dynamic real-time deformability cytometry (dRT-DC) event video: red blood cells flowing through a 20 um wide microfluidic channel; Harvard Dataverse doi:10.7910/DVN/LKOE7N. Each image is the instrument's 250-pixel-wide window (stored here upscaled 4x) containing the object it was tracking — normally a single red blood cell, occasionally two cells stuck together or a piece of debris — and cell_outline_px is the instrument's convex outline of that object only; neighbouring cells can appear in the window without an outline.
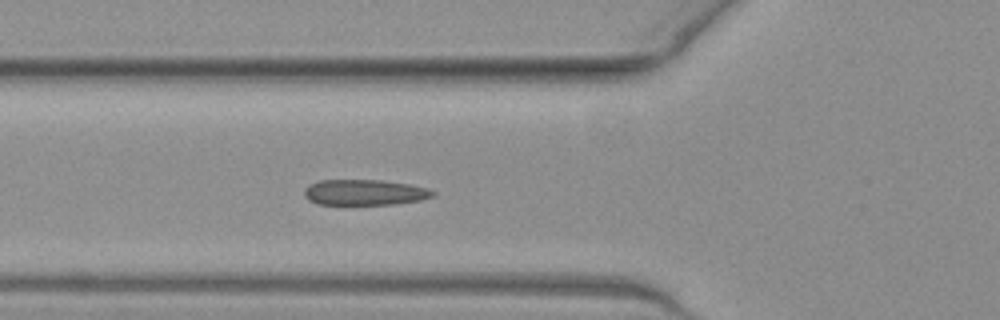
{"species": "common noctule bat (a hibernating species)", "species_latin": "Nyctalus noctula", "temperature_condition": "warm", "stored_images_in_passage": 47, "camera_frame_rate_fps": 3000, "um_per_image_px": 0.085, "animal": {"sex": "female", "body_mass_g": 19.3, "forearm_length_mm": 54.1}, "frame": {"image": 1, "passage_image": 18, "time_ms": 5.667, "image_size_px": [1000, 320], "cell_outline_px": [[436, 192], [432, 196], [420, 200], [396, 204], [320, 204], [308, 200], [304, 196], [304, 188], [308, 184], [320, 180], [380, 180], [408, 184], [428, 188]], "centroid_in_image_um": [30.96, 16.35], "position_along_channel_um": 94.8, "area_um2": 19.19}}
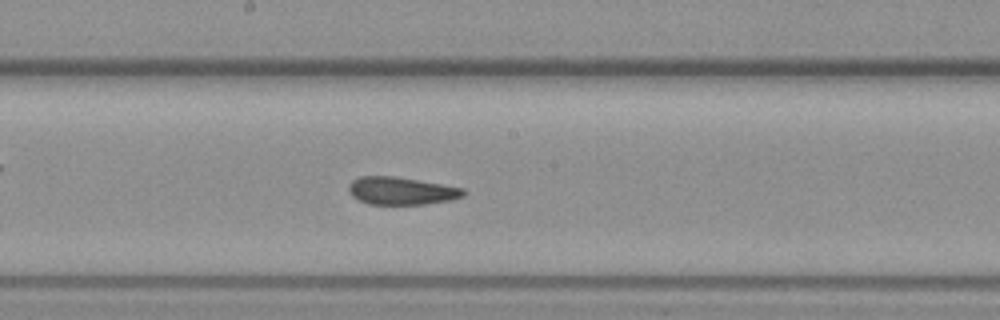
{"frame": {"image": 2, "passage_image": 27, "time_ms": 8.667, "image_size_px": [1000, 320], "cell_outline_px": [[468, 192], [464, 196], [452, 200], [424, 204], [368, 204], [352, 196], [348, 192], [348, 184], [352, 180], [360, 176], [396, 176], [464, 188]], "centroid_in_image_um": [34.12, 16.22], "position_along_channel_um": 214.1, "area_um2": 18.67}}
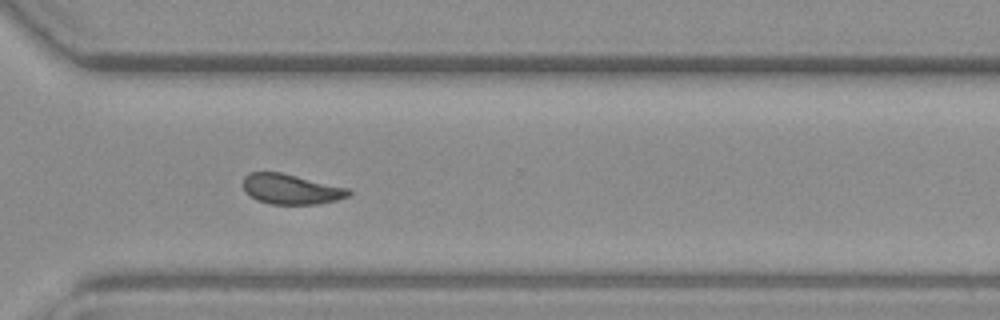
{"frame": {"image": 3, "passage_image": 37, "time_ms": 12.0, "image_size_px": [1000, 320], "cell_outline_px": [[352, 192], [348, 196], [336, 200], [316, 204], [268, 204], [256, 200], [244, 192], [244, 176], [248, 172], [280, 172], [348, 188]], "centroid_in_image_um": [24.69, 16.08], "position_along_channel_um": 345.9, "area_um2": 18.5}}